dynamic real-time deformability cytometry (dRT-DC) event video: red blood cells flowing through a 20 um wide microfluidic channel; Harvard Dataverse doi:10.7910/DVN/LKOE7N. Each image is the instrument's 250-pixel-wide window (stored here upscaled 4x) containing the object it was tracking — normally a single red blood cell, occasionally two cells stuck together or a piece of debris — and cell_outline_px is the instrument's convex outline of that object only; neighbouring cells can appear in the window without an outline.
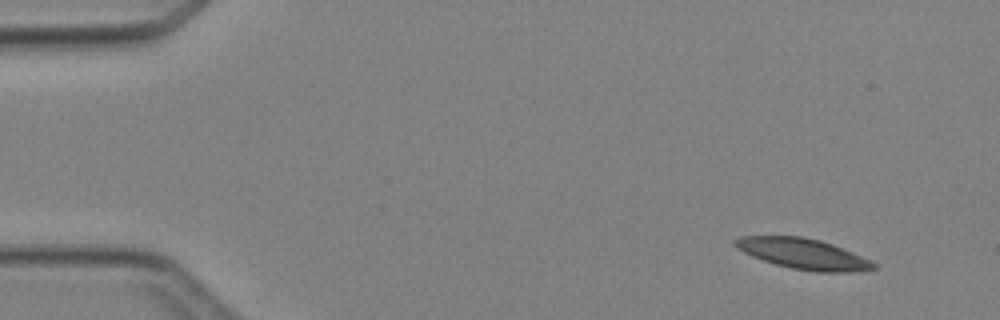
{"species": "Egyptian fruit bat (a non-hibernating species)", "species_latin": "Rousettus aegyptiacus", "temperature_condition": "cold", "stored_images_in_passage": 3, "camera_frame_rate_fps": 3000, "um_per_image_px": 0.085, "animal": {"sex": "female"}, "frame": {"image": 1, "passage_image": 1, "time_ms": 0.0, "image_size_px": [1000, 320], "cell_outline_px": [[880, 268], [852, 272], [816, 272], [792, 268], [776, 264], [752, 256], [736, 248], [732, 244], [732, 240], [740, 236], [804, 236], [820, 240], [832, 244], [852, 252], [876, 264]], "centroid_in_image_um": [68.25, 21.57], "position_along_channel_um": 16.8, "area_um2": 24.62}}
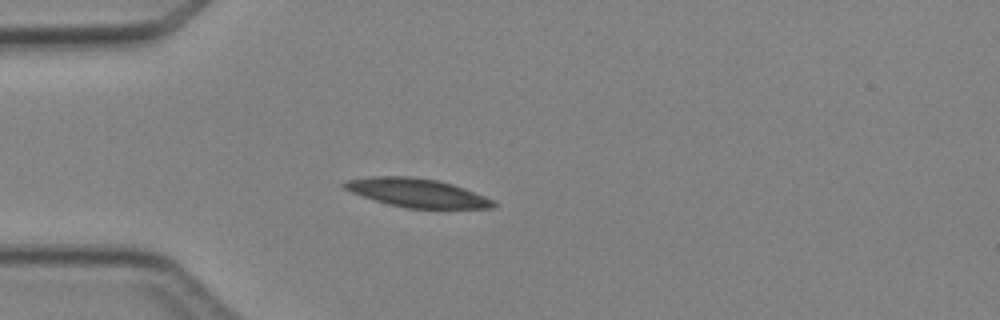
{"frame": {"image": 2, "passage_image": 3, "time_ms": 3.0, "image_size_px": [1000, 320], "cell_outline_px": [[496, 204], [492, 208], [408, 208], [388, 204], [352, 192], [344, 188], [340, 184], [344, 180], [372, 176], [408, 176], [436, 180], [452, 184], [464, 188], [484, 196], [492, 200]], "centroid_in_image_um": [35.4, 16.38], "position_along_channel_um": 49.6, "area_um2": 24.57}}